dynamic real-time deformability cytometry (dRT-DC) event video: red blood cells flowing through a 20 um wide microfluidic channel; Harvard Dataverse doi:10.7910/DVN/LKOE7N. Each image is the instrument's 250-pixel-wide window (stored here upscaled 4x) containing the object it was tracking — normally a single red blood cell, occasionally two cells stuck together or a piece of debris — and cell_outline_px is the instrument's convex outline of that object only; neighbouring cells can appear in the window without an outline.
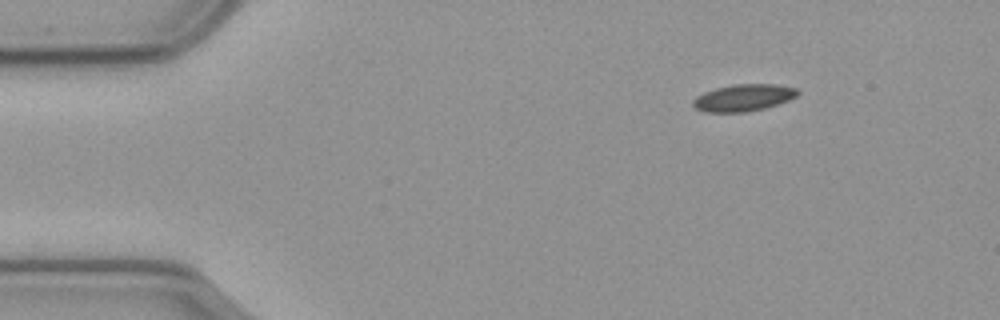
{"species": "common noctule bat (a hibernating species)", "species_latin": "Nyctalus noctula", "temperature_condition": "cold", "stored_images_in_passage": 51, "camera_frame_rate_fps": 3000, "um_per_image_px": 0.085, "animal": {"sex": "male", "body_mass_g": 23.1, "forearm_length_mm": 52.7}, "frame": {"image": 1, "passage_image": 1, "time_ms": 0.0, "image_size_px": [1000, 320], "cell_outline_px": [[800, 92], [796, 96], [788, 100], [764, 108], [744, 112], [704, 112], [696, 108], [692, 104], [692, 100], [696, 96], [704, 92], [716, 88], [732, 84], [772, 84], [796, 88]], "centroid_in_image_um": [63.16, 8.3], "position_along_channel_um": 21.8, "area_um2": 16.3}}
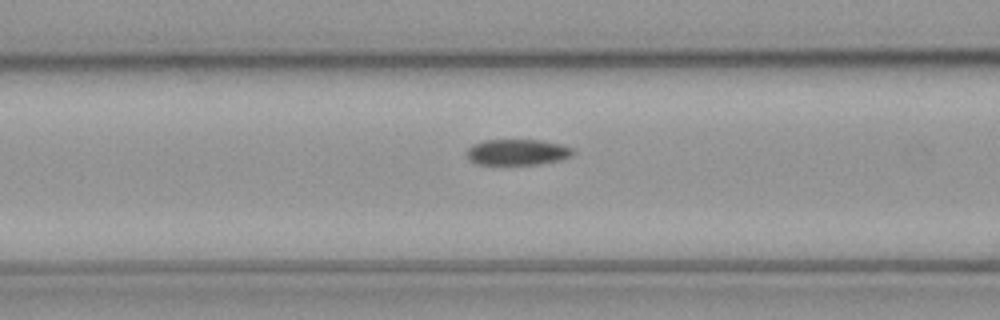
{"frame": {"image": 2, "passage_image": 16, "time_ms": 5.0, "image_size_px": [1000, 320], "cell_outline_px": [[572, 152], [568, 156], [560, 160], [536, 164], [476, 164], [468, 160], [468, 148], [472, 144], [484, 140], [540, 140], [560, 144], [572, 148]], "centroid_in_image_um": [43.92, 12.93], "position_along_channel_um": 122.7, "area_um2": 15.78}}
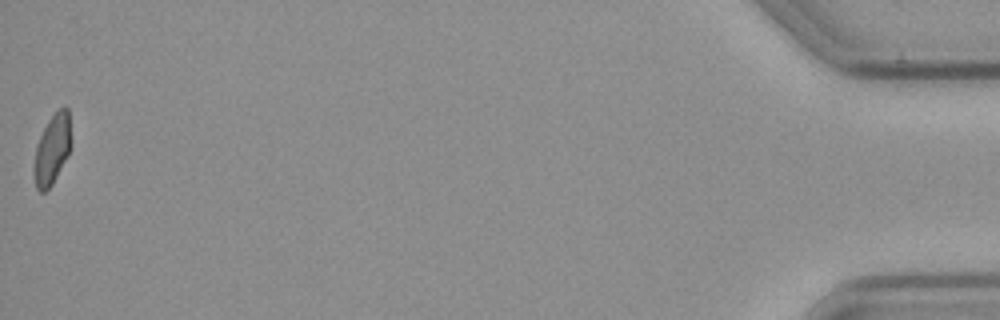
{"frame": {"image": 3, "passage_image": 51, "time_ms": 16.667, "image_size_px": [1000, 320], "cell_outline_px": [[68, 152], [52, 184], [44, 192], [40, 192], [36, 188], [32, 172], [32, 168], [36, 144], [48, 120], [64, 104], [68, 108]], "centroid_in_image_um": [4.34, 12.74], "position_along_channel_um": 430.9, "area_um2": 14.57}, "authors_computed_cell_mechanics": {"area_um2": 16.1262, "velocity_mm_per_s": 3.5515, "shape_relaxation_time_tau1_ms": null, "shape_relaxation_time_tau2_ms": 10.3726, "deformation_change_tau1": null, "deformation_change_tau2": 0.1238}}